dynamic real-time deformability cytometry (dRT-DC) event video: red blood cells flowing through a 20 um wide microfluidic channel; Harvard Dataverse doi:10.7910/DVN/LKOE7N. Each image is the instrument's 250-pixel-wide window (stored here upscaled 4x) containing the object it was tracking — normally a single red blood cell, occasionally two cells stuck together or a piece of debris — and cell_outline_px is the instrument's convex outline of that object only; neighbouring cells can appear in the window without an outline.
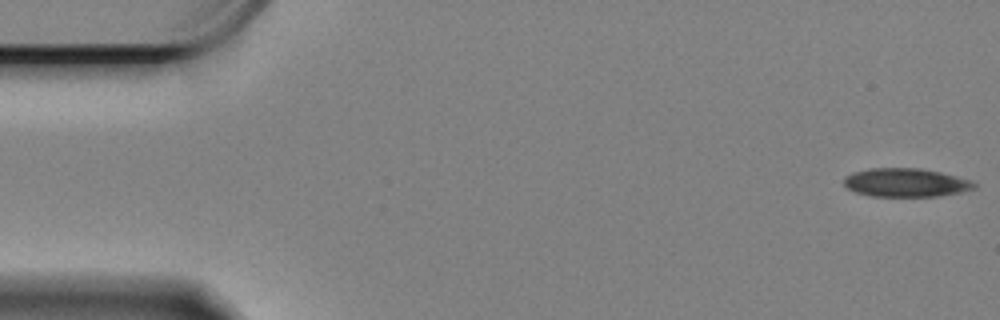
{"species": "Egyptian fruit bat (a non-hibernating species)", "species_latin": "Rousettus aegyptiacus", "temperature_condition": "cold", "stored_images_in_passage": 33, "camera_frame_rate_fps": 3000, "um_per_image_px": 0.085, "animal": {"sex": "female"}, "frame": {"image": 1, "passage_image": 1, "time_ms": 0.0, "image_size_px": [1000, 320], "cell_outline_px": [[976, 184], [972, 188], [956, 192], [936, 196], [872, 196], [856, 192], [848, 188], [844, 184], [844, 176], [852, 172], [868, 168], [920, 168], [940, 172], [972, 180]], "centroid_in_image_um": [76.93, 15.5], "position_along_channel_um": 8.1, "area_um2": 21.44}}
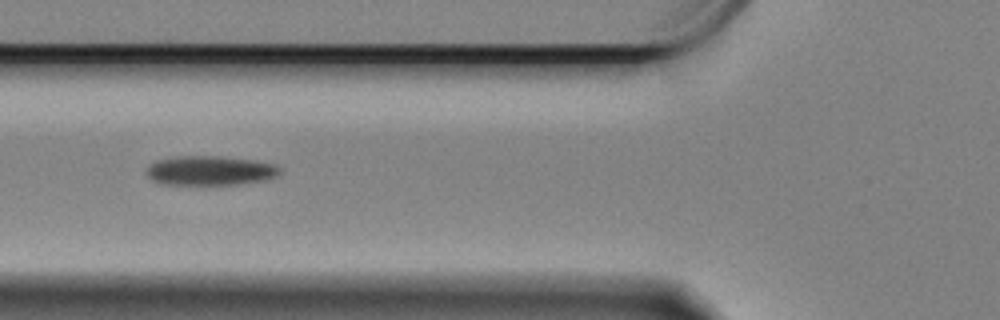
{"frame": {"image": 2, "passage_image": 21, "time_ms": 6.667, "image_size_px": [1000, 320], "cell_outline_px": [[280, 176], [268, 180], [240, 184], [160, 184], [152, 180], [144, 172], [148, 164], [156, 160], [176, 156], [224, 156], [256, 160], [276, 164], [280, 168]], "centroid_in_image_um": [17.88, 14.49], "position_along_channel_um": 107.9, "area_um2": 23.41}}
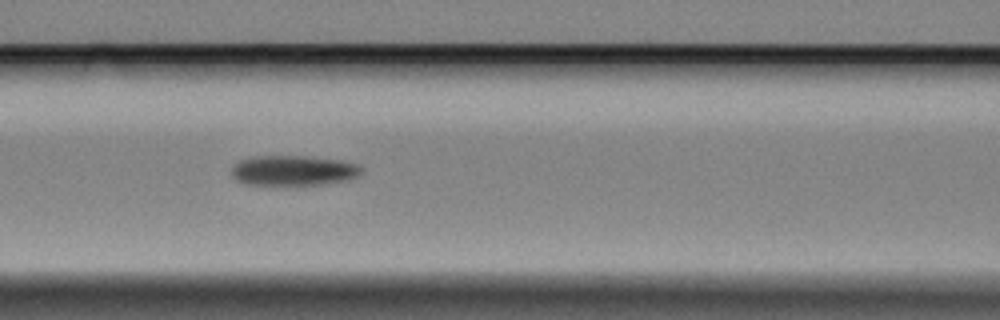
{"frame": {"image": 3, "passage_image": 24, "time_ms": 7.667, "image_size_px": [1000, 320], "cell_outline_px": [[364, 168], [360, 176], [348, 180], [320, 184], [244, 184], [236, 180], [232, 176], [232, 164], [240, 160], [252, 156], [308, 156], [340, 160], [360, 164]], "centroid_in_image_um": [24.97, 14.48], "position_along_channel_um": 141.6, "area_um2": 23.0}}